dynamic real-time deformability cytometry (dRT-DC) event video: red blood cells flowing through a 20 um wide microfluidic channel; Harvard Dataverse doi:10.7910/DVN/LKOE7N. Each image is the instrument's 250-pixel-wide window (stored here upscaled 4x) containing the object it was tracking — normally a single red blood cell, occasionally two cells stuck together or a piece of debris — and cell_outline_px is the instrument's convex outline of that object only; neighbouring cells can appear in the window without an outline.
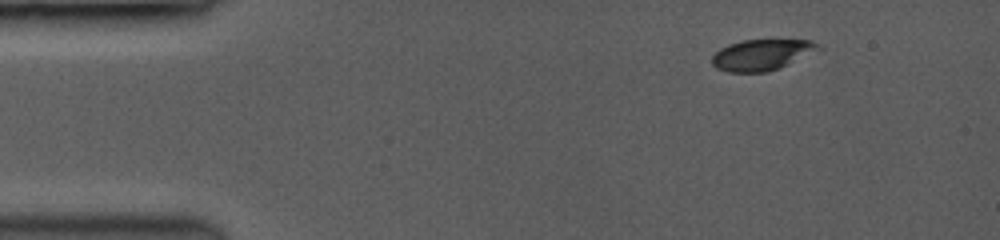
{"species": "common noctule bat (a hibernating species)", "species_latin": "Nyctalus noctula", "temperature_condition": "room temperature", "stored_images_in_passage": 20, "camera_frame_rate_fps": 3500, "um_per_image_px": 0.085, "animal": {"sex": "female", "body_mass_g": 19.0, "forearm_length_mm": 53.3}, "frame": {"image": 1, "passage_image": 1, "time_ms": 0.0, "image_size_px": [1000, 240], "cell_outline_px": [[816, 44], [784, 64], [776, 68], [764, 72], [732, 72], [716, 68], [712, 64], [712, 56], [720, 48], [744, 40], [808, 40]], "centroid_in_image_um": [64.46, 4.66], "position_along_channel_um": 20.5, "area_um2": 17.46}}
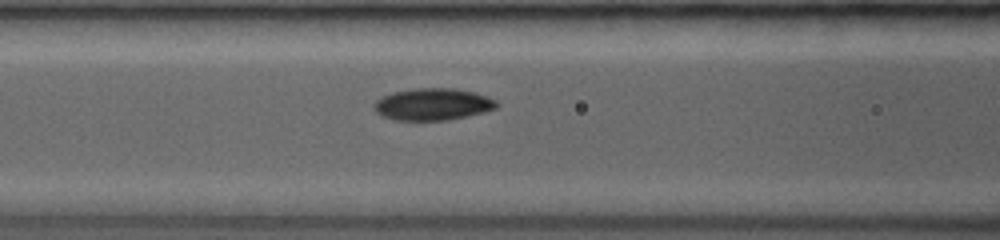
{"frame": {"image": 2, "passage_image": 11, "time_ms": 4.857, "image_size_px": [1000, 240], "cell_outline_px": [[496, 108], [464, 116], [444, 120], [396, 120], [384, 116], [376, 112], [376, 100], [384, 96], [396, 92], [416, 88], [452, 88], [472, 92], [496, 100]], "centroid_in_image_um": [36.77, 8.86], "position_along_channel_um": 129.8, "area_um2": 22.02}}
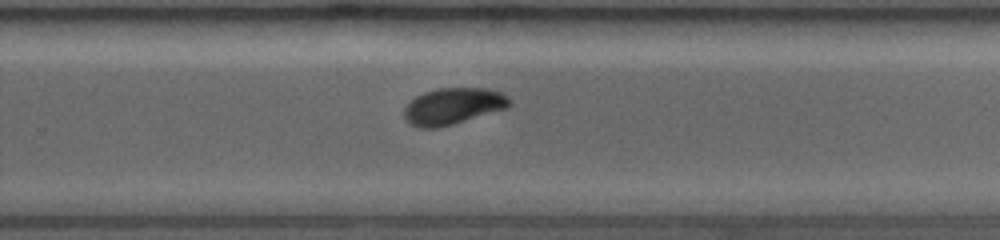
{"frame": {"image": 3, "passage_image": 19, "time_ms": 8.857, "image_size_px": [1000, 240], "cell_outline_px": [[512, 104], [504, 108], [452, 124], [436, 128], [420, 128], [412, 124], [404, 116], [404, 108], [416, 96], [424, 92], [440, 88], [488, 88], [500, 92]], "centroid_in_image_um": [38.47, 9.01], "position_along_channel_um": 291.3, "area_um2": 21.79}}